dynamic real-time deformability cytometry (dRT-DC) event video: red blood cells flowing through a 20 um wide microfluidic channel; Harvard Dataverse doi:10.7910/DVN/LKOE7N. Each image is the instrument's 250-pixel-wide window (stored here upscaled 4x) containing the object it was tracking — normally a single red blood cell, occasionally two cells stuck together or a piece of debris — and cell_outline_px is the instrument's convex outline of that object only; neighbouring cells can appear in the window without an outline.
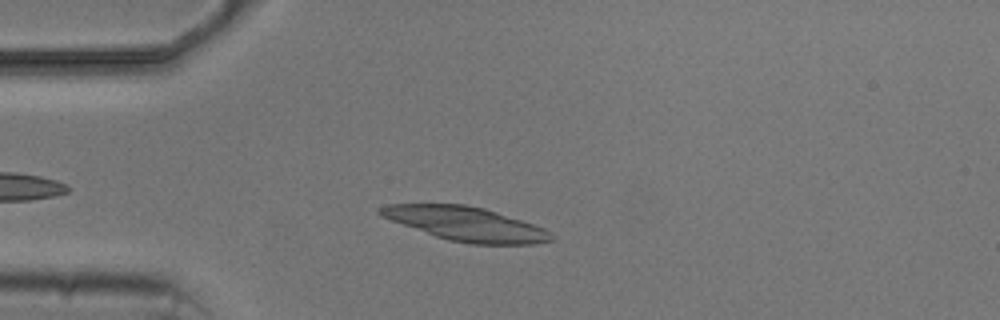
{"species": "common noctule bat (a hibernating species)", "species_latin": "Nyctalus noctula", "temperature_condition": "cold", "stored_images_in_passage": 4, "camera_frame_rate_fps": 3000, "um_per_image_px": 0.085, "animal": {"sex": "male", "body_mass_g": 20.5, "forearm_length_mm": 52.5}, "frame": {"image": 1, "passage_image": 2, "time_ms": 1.333, "image_size_px": [1000, 320], "cell_outline_px": [[556, 236], [552, 240], [532, 244], [472, 244], [448, 240], [436, 236], [380, 216], [376, 212], [376, 208], [388, 204], [464, 204], [484, 208], [544, 228], [552, 232]], "centroid_in_image_um": [39.59, 19.02], "position_along_channel_um": 45.4, "area_um2": 33.64}}